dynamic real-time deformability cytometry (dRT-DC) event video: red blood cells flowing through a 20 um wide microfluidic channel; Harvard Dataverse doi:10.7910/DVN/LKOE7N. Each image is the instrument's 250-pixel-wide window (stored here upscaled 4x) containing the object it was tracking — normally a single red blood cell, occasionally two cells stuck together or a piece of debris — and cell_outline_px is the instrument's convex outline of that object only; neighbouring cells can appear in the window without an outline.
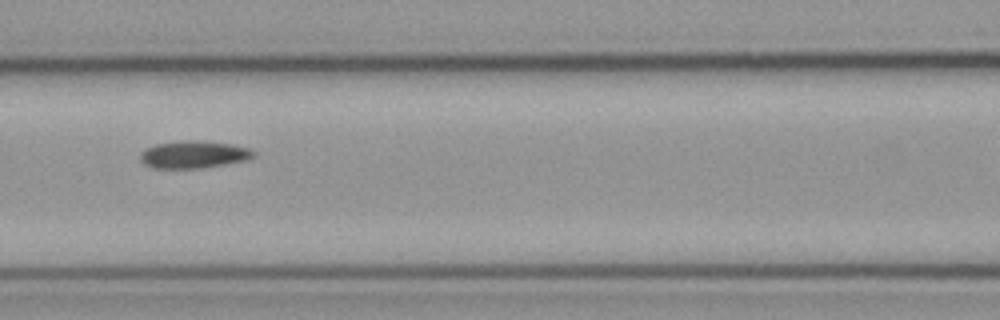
{"species": "common noctule bat (a hibernating species)", "species_latin": "Nyctalus noctula", "temperature_condition": "cold", "stored_images_in_passage": 8, "camera_frame_rate_fps": 3000, "um_per_image_px": 0.085, "animal": {"sex": "male", "body_mass_g": 23.1, "forearm_length_mm": 52.7}, "frame": {"image": 1, "passage_image": 4, "time_ms": 1.0, "image_size_px": [1000, 320], "cell_outline_px": [[256, 156], [244, 160], [224, 164], [200, 168], [152, 168], [144, 164], [140, 160], [140, 152], [144, 148], [156, 144], [184, 140], [196, 140], [232, 144], [248, 148], [256, 152]], "centroid_in_image_um": [16.43, 13.13], "position_along_channel_um": 150.2, "area_um2": 18.09}}
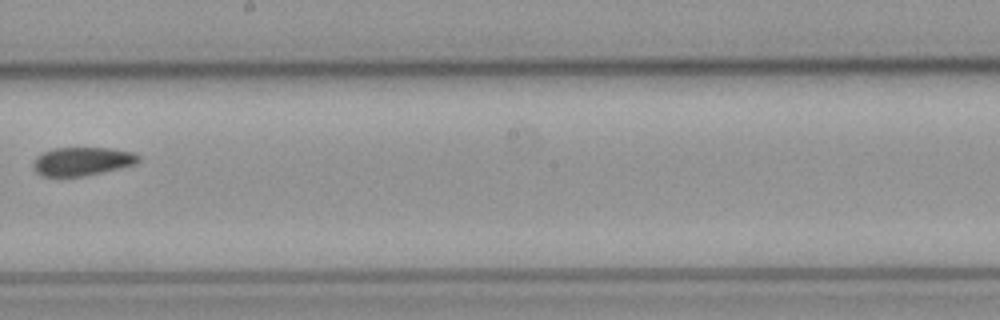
{"frame": {"image": 2, "passage_image": 6, "time_ms": 1.667, "image_size_px": [1000, 320], "cell_outline_px": [[140, 160], [136, 164], [120, 168], [84, 176], [40, 176], [36, 172], [32, 164], [36, 156], [52, 148], [108, 148], [136, 152], [140, 156]], "centroid_in_image_um": [7.0, 13.71], "position_along_channel_um": 241.2, "area_um2": 17.57}}
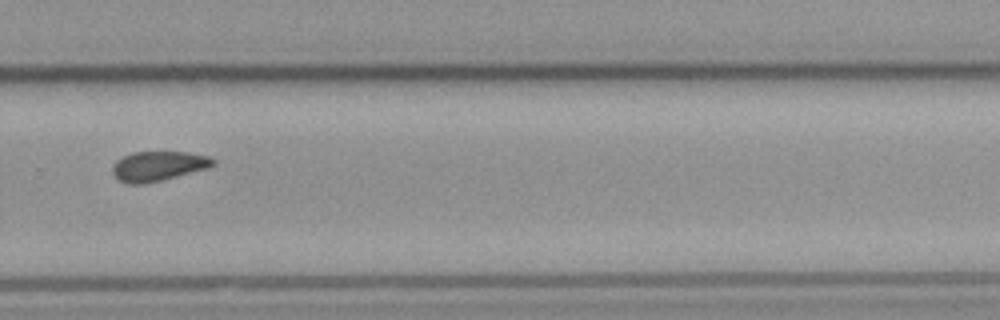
{"frame": {"image": 3, "passage_image": 8, "time_ms": 2.333, "image_size_px": [1000, 320], "cell_outline_px": [[216, 164], [208, 168], [144, 184], [128, 184], [120, 180], [112, 172], [112, 164], [116, 160], [132, 152], [188, 152], [208, 156], [216, 160]], "centroid_in_image_um": [13.45, 14.1], "position_along_channel_um": 316.4, "area_um2": 17.34}}